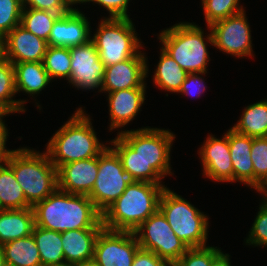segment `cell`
Listing matches in <instances>:
<instances>
[{
  "instance_id": "cell-1",
  "label": "cell",
  "mask_w": 267,
  "mask_h": 266,
  "mask_svg": "<svg viewBox=\"0 0 267 266\" xmlns=\"http://www.w3.org/2000/svg\"><path fill=\"white\" fill-rule=\"evenodd\" d=\"M35 225L56 232L102 229V214L88 195L71 194L57 188L33 207Z\"/></svg>"
},
{
  "instance_id": "cell-2",
  "label": "cell",
  "mask_w": 267,
  "mask_h": 266,
  "mask_svg": "<svg viewBox=\"0 0 267 266\" xmlns=\"http://www.w3.org/2000/svg\"><path fill=\"white\" fill-rule=\"evenodd\" d=\"M165 188L160 184L131 181L123 194L102 213L103 227L134 232L159 210Z\"/></svg>"
},
{
  "instance_id": "cell-3",
  "label": "cell",
  "mask_w": 267,
  "mask_h": 266,
  "mask_svg": "<svg viewBox=\"0 0 267 266\" xmlns=\"http://www.w3.org/2000/svg\"><path fill=\"white\" fill-rule=\"evenodd\" d=\"M82 107L51 137L46 152L58 169L61 165L98 157L107 146L100 143L91 119Z\"/></svg>"
},
{
  "instance_id": "cell-4",
  "label": "cell",
  "mask_w": 267,
  "mask_h": 266,
  "mask_svg": "<svg viewBox=\"0 0 267 266\" xmlns=\"http://www.w3.org/2000/svg\"><path fill=\"white\" fill-rule=\"evenodd\" d=\"M23 189L27 202L33 207L58 188L57 168L47 152L19 148L10 154L6 163Z\"/></svg>"
},
{
  "instance_id": "cell-5",
  "label": "cell",
  "mask_w": 267,
  "mask_h": 266,
  "mask_svg": "<svg viewBox=\"0 0 267 266\" xmlns=\"http://www.w3.org/2000/svg\"><path fill=\"white\" fill-rule=\"evenodd\" d=\"M207 27L210 34L206 39L202 27L188 22L175 24L161 31L159 35V40L163 44L162 49L187 73H207V43L213 46L212 32L210 26Z\"/></svg>"
},
{
  "instance_id": "cell-6",
  "label": "cell",
  "mask_w": 267,
  "mask_h": 266,
  "mask_svg": "<svg viewBox=\"0 0 267 266\" xmlns=\"http://www.w3.org/2000/svg\"><path fill=\"white\" fill-rule=\"evenodd\" d=\"M159 210L166 217L175 235L188 248L206 246L209 228L206 214L167 187L161 195Z\"/></svg>"
},
{
  "instance_id": "cell-7",
  "label": "cell",
  "mask_w": 267,
  "mask_h": 266,
  "mask_svg": "<svg viewBox=\"0 0 267 266\" xmlns=\"http://www.w3.org/2000/svg\"><path fill=\"white\" fill-rule=\"evenodd\" d=\"M93 35V41L105 67L136 56L143 47L130 18H104Z\"/></svg>"
},
{
  "instance_id": "cell-8",
  "label": "cell",
  "mask_w": 267,
  "mask_h": 266,
  "mask_svg": "<svg viewBox=\"0 0 267 266\" xmlns=\"http://www.w3.org/2000/svg\"><path fill=\"white\" fill-rule=\"evenodd\" d=\"M118 135L162 177L172 175L170 151L175 138L172 132L160 128L143 127L137 130L120 131Z\"/></svg>"
},
{
  "instance_id": "cell-9",
  "label": "cell",
  "mask_w": 267,
  "mask_h": 266,
  "mask_svg": "<svg viewBox=\"0 0 267 266\" xmlns=\"http://www.w3.org/2000/svg\"><path fill=\"white\" fill-rule=\"evenodd\" d=\"M140 248L155 253L174 265L189 249L174 233L160 210L151 215L135 231Z\"/></svg>"
},
{
  "instance_id": "cell-10",
  "label": "cell",
  "mask_w": 267,
  "mask_h": 266,
  "mask_svg": "<svg viewBox=\"0 0 267 266\" xmlns=\"http://www.w3.org/2000/svg\"><path fill=\"white\" fill-rule=\"evenodd\" d=\"M131 182L117 153L108 147L98 156V174L88 197L102 214Z\"/></svg>"
},
{
  "instance_id": "cell-11",
  "label": "cell",
  "mask_w": 267,
  "mask_h": 266,
  "mask_svg": "<svg viewBox=\"0 0 267 266\" xmlns=\"http://www.w3.org/2000/svg\"><path fill=\"white\" fill-rule=\"evenodd\" d=\"M139 248L134 232L103 227L95 241L93 261L98 266H132Z\"/></svg>"
},
{
  "instance_id": "cell-12",
  "label": "cell",
  "mask_w": 267,
  "mask_h": 266,
  "mask_svg": "<svg viewBox=\"0 0 267 266\" xmlns=\"http://www.w3.org/2000/svg\"><path fill=\"white\" fill-rule=\"evenodd\" d=\"M245 12L210 25L214 47L238 58L253 56L251 30Z\"/></svg>"
},
{
  "instance_id": "cell-13",
  "label": "cell",
  "mask_w": 267,
  "mask_h": 266,
  "mask_svg": "<svg viewBox=\"0 0 267 266\" xmlns=\"http://www.w3.org/2000/svg\"><path fill=\"white\" fill-rule=\"evenodd\" d=\"M71 73L68 82L77 89H94L101 92L105 66L92 40L70 47Z\"/></svg>"
},
{
  "instance_id": "cell-14",
  "label": "cell",
  "mask_w": 267,
  "mask_h": 266,
  "mask_svg": "<svg viewBox=\"0 0 267 266\" xmlns=\"http://www.w3.org/2000/svg\"><path fill=\"white\" fill-rule=\"evenodd\" d=\"M141 51L123 62L105 67L101 92H114L121 89L146 88L148 64Z\"/></svg>"
},
{
  "instance_id": "cell-15",
  "label": "cell",
  "mask_w": 267,
  "mask_h": 266,
  "mask_svg": "<svg viewBox=\"0 0 267 266\" xmlns=\"http://www.w3.org/2000/svg\"><path fill=\"white\" fill-rule=\"evenodd\" d=\"M199 154L204 176L217 182H233L229 130L221 139L209 135L199 150Z\"/></svg>"
},
{
  "instance_id": "cell-16",
  "label": "cell",
  "mask_w": 267,
  "mask_h": 266,
  "mask_svg": "<svg viewBox=\"0 0 267 266\" xmlns=\"http://www.w3.org/2000/svg\"><path fill=\"white\" fill-rule=\"evenodd\" d=\"M4 58L11 63L43 62L48 43L18 25L3 38Z\"/></svg>"
},
{
  "instance_id": "cell-17",
  "label": "cell",
  "mask_w": 267,
  "mask_h": 266,
  "mask_svg": "<svg viewBox=\"0 0 267 266\" xmlns=\"http://www.w3.org/2000/svg\"><path fill=\"white\" fill-rule=\"evenodd\" d=\"M90 22L81 11L73 8L54 22L48 46L74 47L91 40Z\"/></svg>"
},
{
  "instance_id": "cell-18",
  "label": "cell",
  "mask_w": 267,
  "mask_h": 266,
  "mask_svg": "<svg viewBox=\"0 0 267 266\" xmlns=\"http://www.w3.org/2000/svg\"><path fill=\"white\" fill-rule=\"evenodd\" d=\"M98 174V157L74 161L57 169L58 188L71 194L89 195Z\"/></svg>"
},
{
  "instance_id": "cell-19",
  "label": "cell",
  "mask_w": 267,
  "mask_h": 266,
  "mask_svg": "<svg viewBox=\"0 0 267 266\" xmlns=\"http://www.w3.org/2000/svg\"><path fill=\"white\" fill-rule=\"evenodd\" d=\"M146 88L121 89L108 93L110 128L118 129L134 120L145 99Z\"/></svg>"
},
{
  "instance_id": "cell-20",
  "label": "cell",
  "mask_w": 267,
  "mask_h": 266,
  "mask_svg": "<svg viewBox=\"0 0 267 266\" xmlns=\"http://www.w3.org/2000/svg\"><path fill=\"white\" fill-rule=\"evenodd\" d=\"M253 137L229 129V147L233 166V182L245 183L254 189V168L251 160Z\"/></svg>"
},
{
  "instance_id": "cell-21",
  "label": "cell",
  "mask_w": 267,
  "mask_h": 266,
  "mask_svg": "<svg viewBox=\"0 0 267 266\" xmlns=\"http://www.w3.org/2000/svg\"><path fill=\"white\" fill-rule=\"evenodd\" d=\"M110 142L111 148L119 156L122 166L131 181H143L162 185L161 179L163 177L150 164L143 161L138 153L118 134Z\"/></svg>"
},
{
  "instance_id": "cell-22",
  "label": "cell",
  "mask_w": 267,
  "mask_h": 266,
  "mask_svg": "<svg viewBox=\"0 0 267 266\" xmlns=\"http://www.w3.org/2000/svg\"><path fill=\"white\" fill-rule=\"evenodd\" d=\"M101 229H79L61 233L65 262L77 264L93 260L94 245Z\"/></svg>"
},
{
  "instance_id": "cell-23",
  "label": "cell",
  "mask_w": 267,
  "mask_h": 266,
  "mask_svg": "<svg viewBox=\"0 0 267 266\" xmlns=\"http://www.w3.org/2000/svg\"><path fill=\"white\" fill-rule=\"evenodd\" d=\"M35 226L33 208L4 209L0 212V245L30 236Z\"/></svg>"
},
{
  "instance_id": "cell-24",
  "label": "cell",
  "mask_w": 267,
  "mask_h": 266,
  "mask_svg": "<svg viewBox=\"0 0 267 266\" xmlns=\"http://www.w3.org/2000/svg\"><path fill=\"white\" fill-rule=\"evenodd\" d=\"M13 67L16 93L22 91L33 97L52 81L43 62L14 63Z\"/></svg>"
},
{
  "instance_id": "cell-25",
  "label": "cell",
  "mask_w": 267,
  "mask_h": 266,
  "mask_svg": "<svg viewBox=\"0 0 267 266\" xmlns=\"http://www.w3.org/2000/svg\"><path fill=\"white\" fill-rule=\"evenodd\" d=\"M4 258L10 266H42L39 249L33 235L2 245Z\"/></svg>"
},
{
  "instance_id": "cell-26",
  "label": "cell",
  "mask_w": 267,
  "mask_h": 266,
  "mask_svg": "<svg viewBox=\"0 0 267 266\" xmlns=\"http://www.w3.org/2000/svg\"><path fill=\"white\" fill-rule=\"evenodd\" d=\"M160 50V60L154 72L153 81L160 89L178 93L188 73L162 48Z\"/></svg>"
},
{
  "instance_id": "cell-27",
  "label": "cell",
  "mask_w": 267,
  "mask_h": 266,
  "mask_svg": "<svg viewBox=\"0 0 267 266\" xmlns=\"http://www.w3.org/2000/svg\"><path fill=\"white\" fill-rule=\"evenodd\" d=\"M32 235L35 239L42 266L65 262L61 233L34 226Z\"/></svg>"
},
{
  "instance_id": "cell-28",
  "label": "cell",
  "mask_w": 267,
  "mask_h": 266,
  "mask_svg": "<svg viewBox=\"0 0 267 266\" xmlns=\"http://www.w3.org/2000/svg\"><path fill=\"white\" fill-rule=\"evenodd\" d=\"M244 109L241 119L231 129L250 137H267V100L251 104Z\"/></svg>"
},
{
  "instance_id": "cell-29",
  "label": "cell",
  "mask_w": 267,
  "mask_h": 266,
  "mask_svg": "<svg viewBox=\"0 0 267 266\" xmlns=\"http://www.w3.org/2000/svg\"><path fill=\"white\" fill-rule=\"evenodd\" d=\"M0 204L3 209H25L32 207L26 200L23 189L16 180L13 170L0 166Z\"/></svg>"
},
{
  "instance_id": "cell-30",
  "label": "cell",
  "mask_w": 267,
  "mask_h": 266,
  "mask_svg": "<svg viewBox=\"0 0 267 266\" xmlns=\"http://www.w3.org/2000/svg\"><path fill=\"white\" fill-rule=\"evenodd\" d=\"M13 63L0 61V113L25 112V100H13L16 95Z\"/></svg>"
},
{
  "instance_id": "cell-31",
  "label": "cell",
  "mask_w": 267,
  "mask_h": 266,
  "mask_svg": "<svg viewBox=\"0 0 267 266\" xmlns=\"http://www.w3.org/2000/svg\"><path fill=\"white\" fill-rule=\"evenodd\" d=\"M59 16L51 11L23 7L20 25L48 42L52 26Z\"/></svg>"
},
{
  "instance_id": "cell-32",
  "label": "cell",
  "mask_w": 267,
  "mask_h": 266,
  "mask_svg": "<svg viewBox=\"0 0 267 266\" xmlns=\"http://www.w3.org/2000/svg\"><path fill=\"white\" fill-rule=\"evenodd\" d=\"M71 56L68 47L48 46L43 59V65L50 78H66L71 73Z\"/></svg>"
},
{
  "instance_id": "cell-33",
  "label": "cell",
  "mask_w": 267,
  "mask_h": 266,
  "mask_svg": "<svg viewBox=\"0 0 267 266\" xmlns=\"http://www.w3.org/2000/svg\"><path fill=\"white\" fill-rule=\"evenodd\" d=\"M207 26L229 16L236 15L244 9L239 6L240 0H201ZM239 6V7H238Z\"/></svg>"
},
{
  "instance_id": "cell-34",
  "label": "cell",
  "mask_w": 267,
  "mask_h": 266,
  "mask_svg": "<svg viewBox=\"0 0 267 266\" xmlns=\"http://www.w3.org/2000/svg\"><path fill=\"white\" fill-rule=\"evenodd\" d=\"M251 160L254 168V189L267 179V137H253Z\"/></svg>"
},
{
  "instance_id": "cell-35",
  "label": "cell",
  "mask_w": 267,
  "mask_h": 266,
  "mask_svg": "<svg viewBox=\"0 0 267 266\" xmlns=\"http://www.w3.org/2000/svg\"><path fill=\"white\" fill-rule=\"evenodd\" d=\"M23 0H0V36L20 25Z\"/></svg>"
},
{
  "instance_id": "cell-36",
  "label": "cell",
  "mask_w": 267,
  "mask_h": 266,
  "mask_svg": "<svg viewBox=\"0 0 267 266\" xmlns=\"http://www.w3.org/2000/svg\"><path fill=\"white\" fill-rule=\"evenodd\" d=\"M221 252L217 247L189 248L174 264L175 266H210L212 260Z\"/></svg>"
},
{
  "instance_id": "cell-37",
  "label": "cell",
  "mask_w": 267,
  "mask_h": 266,
  "mask_svg": "<svg viewBox=\"0 0 267 266\" xmlns=\"http://www.w3.org/2000/svg\"><path fill=\"white\" fill-rule=\"evenodd\" d=\"M247 244L267 247V208L262 204L246 239Z\"/></svg>"
},
{
  "instance_id": "cell-38",
  "label": "cell",
  "mask_w": 267,
  "mask_h": 266,
  "mask_svg": "<svg viewBox=\"0 0 267 266\" xmlns=\"http://www.w3.org/2000/svg\"><path fill=\"white\" fill-rule=\"evenodd\" d=\"M73 4H76L74 0H23L25 8L51 11L60 16L69 13Z\"/></svg>"
},
{
  "instance_id": "cell-39",
  "label": "cell",
  "mask_w": 267,
  "mask_h": 266,
  "mask_svg": "<svg viewBox=\"0 0 267 266\" xmlns=\"http://www.w3.org/2000/svg\"><path fill=\"white\" fill-rule=\"evenodd\" d=\"M94 2L103 6L109 13V18H129L127 8L129 0H82L80 3Z\"/></svg>"
},
{
  "instance_id": "cell-40",
  "label": "cell",
  "mask_w": 267,
  "mask_h": 266,
  "mask_svg": "<svg viewBox=\"0 0 267 266\" xmlns=\"http://www.w3.org/2000/svg\"><path fill=\"white\" fill-rule=\"evenodd\" d=\"M200 74L201 73H188L178 93L190 96L201 95V92L206 90V86L204 84V79L199 76Z\"/></svg>"
},
{
  "instance_id": "cell-41",
  "label": "cell",
  "mask_w": 267,
  "mask_h": 266,
  "mask_svg": "<svg viewBox=\"0 0 267 266\" xmlns=\"http://www.w3.org/2000/svg\"><path fill=\"white\" fill-rule=\"evenodd\" d=\"M132 266H171L155 253L139 248L134 257Z\"/></svg>"
},
{
  "instance_id": "cell-42",
  "label": "cell",
  "mask_w": 267,
  "mask_h": 266,
  "mask_svg": "<svg viewBox=\"0 0 267 266\" xmlns=\"http://www.w3.org/2000/svg\"><path fill=\"white\" fill-rule=\"evenodd\" d=\"M7 114L10 113H0V166L5 165L8 162L10 154L15 151L6 149L8 129L6 128L5 123L3 122V118Z\"/></svg>"
},
{
  "instance_id": "cell-43",
  "label": "cell",
  "mask_w": 267,
  "mask_h": 266,
  "mask_svg": "<svg viewBox=\"0 0 267 266\" xmlns=\"http://www.w3.org/2000/svg\"><path fill=\"white\" fill-rule=\"evenodd\" d=\"M229 254H224L220 252L211 262L210 266H232L229 261Z\"/></svg>"
},
{
  "instance_id": "cell-44",
  "label": "cell",
  "mask_w": 267,
  "mask_h": 266,
  "mask_svg": "<svg viewBox=\"0 0 267 266\" xmlns=\"http://www.w3.org/2000/svg\"><path fill=\"white\" fill-rule=\"evenodd\" d=\"M258 191L265 196L261 204L267 208V189H257V192Z\"/></svg>"
},
{
  "instance_id": "cell-45",
  "label": "cell",
  "mask_w": 267,
  "mask_h": 266,
  "mask_svg": "<svg viewBox=\"0 0 267 266\" xmlns=\"http://www.w3.org/2000/svg\"><path fill=\"white\" fill-rule=\"evenodd\" d=\"M0 266H7L5 258H4L2 245H0Z\"/></svg>"
},
{
  "instance_id": "cell-46",
  "label": "cell",
  "mask_w": 267,
  "mask_h": 266,
  "mask_svg": "<svg viewBox=\"0 0 267 266\" xmlns=\"http://www.w3.org/2000/svg\"><path fill=\"white\" fill-rule=\"evenodd\" d=\"M74 266H98L93 260L74 264Z\"/></svg>"
},
{
  "instance_id": "cell-47",
  "label": "cell",
  "mask_w": 267,
  "mask_h": 266,
  "mask_svg": "<svg viewBox=\"0 0 267 266\" xmlns=\"http://www.w3.org/2000/svg\"><path fill=\"white\" fill-rule=\"evenodd\" d=\"M4 58L3 38L0 36V61Z\"/></svg>"
},
{
  "instance_id": "cell-48",
  "label": "cell",
  "mask_w": 267,
  "mask_h": 266,
  "mask_svg": "<svg viewBox=\"0 0 267 266\" xmlns=\"http://www.w3.org/2000/svg\"><path fill=\"white\" fill-rule=\"evenodd\" d=\"M48 266H74V264L64 262L61 264H52V265H48Z\"/></svg>"
},
{
  "instance_id": "cell-49",
  "label": "cell",
  "mask_w": 267,
  "mask_h": 266,
  "mask_svg": "<svg viewBox=\"0 0 267 266\" xmlns=\"http://www.w3.org/2000/svg\"><path fill=\"white\" fill-rule=\"evenodd\" d=\"M258 189H267V179Z\"/></svg>"
},
{
  "instance_id": "cell-50",
  "label": "cell",
  "mask_w": 267,
  "mask_h": 266,
  "mask_svg": "<svg viewBox=\"0 0 267 266\" xmlns=\"http://www.w3.org/2000/svg\"><path fill=\"white\" fill-rule=\"evenodd\" d=\"M74 1L76 2V4H77V3L80 4V2H81L82 0H74Z\"/></svg>"
},
{
  "instance_id": "cell-51",
  "label": "cell",
  "mask_w": 267,
  "mask_h": 266,
  "mask_svg": "<svg viewBox=\"0 0 267 266\" xmlns=\"http://www.w3.org/2000/svg\"><path fill=\"white\" fill-rule=\"evenodd\" d=\"M4 209L2 208L1 204H0V212L3 211Z\"/></svg>"
}]
</instances>
